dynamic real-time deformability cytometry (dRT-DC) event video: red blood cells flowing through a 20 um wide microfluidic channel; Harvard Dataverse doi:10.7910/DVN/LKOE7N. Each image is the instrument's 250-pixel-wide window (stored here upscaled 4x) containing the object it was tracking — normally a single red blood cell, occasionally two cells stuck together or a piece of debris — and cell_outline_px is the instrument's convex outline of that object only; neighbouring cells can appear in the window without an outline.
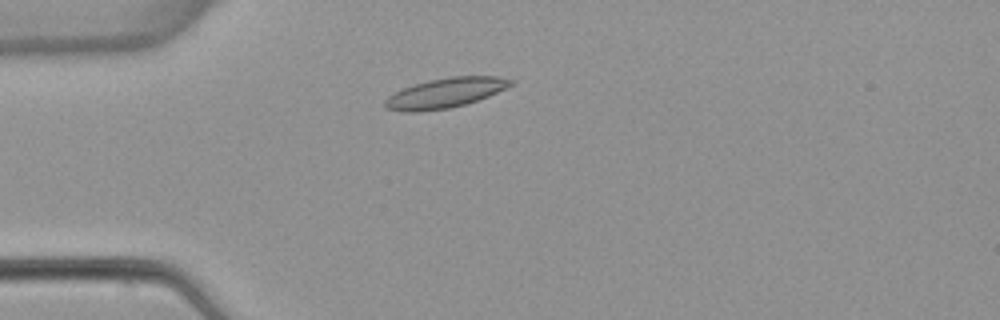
{"species": "common noctule bat (a hibernating species)", "species_latin": "Nyctalus noctula", "temperature_condition": "warm", "stored_images_in_passage": 2, "camera_frame_rate_fps": 3000, "um_per_image_px": 0.085, "animal": {"sex": "female", "body_mass_g": 22.7, "forearm_length_mm": 54.2}, "frame": {"image": 1, "passage_image": 2, "time_ms": 1.0, "image_size_px": [1000, 320], "cell_outline_px": [[516, 84], [488, 96], [464, 104], [448, 108], [420, 112], [404, 112], [384, 108], [384, 100], [388, 96], [404, 88], [416, 84], [432, 80], [452, 76], [500, 76], [516, 80]], "centroid_in_image_um": [37.89, 7.9], "position_along_channel_um": 47.1, "area_um2": 21.85}}